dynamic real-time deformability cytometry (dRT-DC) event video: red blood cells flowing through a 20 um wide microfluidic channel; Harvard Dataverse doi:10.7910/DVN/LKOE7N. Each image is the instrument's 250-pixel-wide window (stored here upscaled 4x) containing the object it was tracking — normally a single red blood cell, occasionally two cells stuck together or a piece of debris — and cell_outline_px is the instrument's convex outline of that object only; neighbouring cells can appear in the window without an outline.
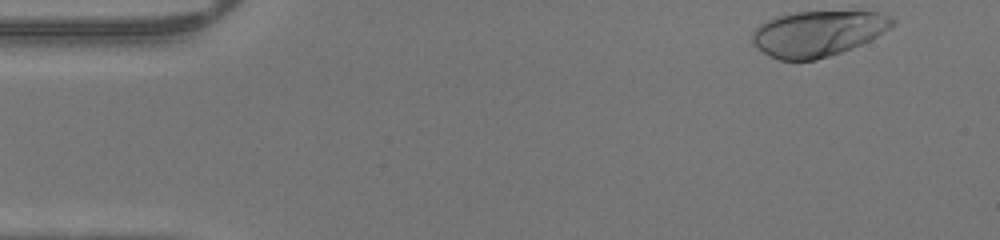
{"species": "human", "species_latin": "Homo sapiens", "temperature_condition": "warm", "stored_images_in_passage": 45, "camera_frame_rate_fps": 3000, "um_per_image_px": 0.085, "donor": {"sex": "male"}, "frame": {"image": 1, "passage_image": 1, "time_ms": 0.0, "image_size_px": [1000, 240], "cell_outline_px": [[896, 20], [888, 28], [876, 36], [852, 48], [816, 60], [780, 60], [756, 48], [752, 44], [752, 32], [760, 24], [776, 16], [796, 12], [880, 12]], "centroid_in_image_um": [69.46, 2.85], "position_along_channel_um": 15.5, "area_um2": 36.7}}
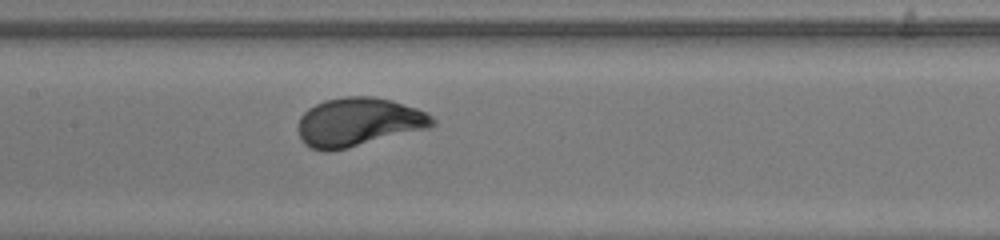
{"frame": {"image": 2, "passage_image": 20, "time_ms": 6.333, "image_size_px": [1000, 240], "cell_outline_px": [[436, 124], [428, 128], [348, 148], [328, 152], [324, 152], [312, 148], [304, 144], [300, 140], [300, 116], [308, 108], [324, 100], [344, 96], [372, 96], [392, 100], [416, 108], [432, 116], [436, 120]], "centroid_in_image_um": [30.47, 10.37], "position_along_channel_um": 176.9, "area_um2": 38.03}}
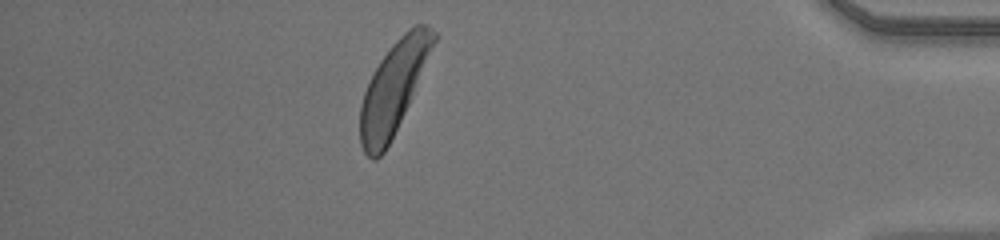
{"frame": {"image": 3, "passage_image": 39, "time_ms": 12.667, "image_size_px": [1000, 240], "cell_outline_px": [[440, 36], [408, 104], [384, 152], [376, 160], [372, 160], [364, 152], [360, 144], [360, 104], [364, 92], [380, 60], [392, 44], [408, 28], [416, 24], [424, 24], [432, 28]], "centroid_in_image_um": [33.47, 7.42], "position_along_channel_um": 401.7, "area_um2": 38.78}}